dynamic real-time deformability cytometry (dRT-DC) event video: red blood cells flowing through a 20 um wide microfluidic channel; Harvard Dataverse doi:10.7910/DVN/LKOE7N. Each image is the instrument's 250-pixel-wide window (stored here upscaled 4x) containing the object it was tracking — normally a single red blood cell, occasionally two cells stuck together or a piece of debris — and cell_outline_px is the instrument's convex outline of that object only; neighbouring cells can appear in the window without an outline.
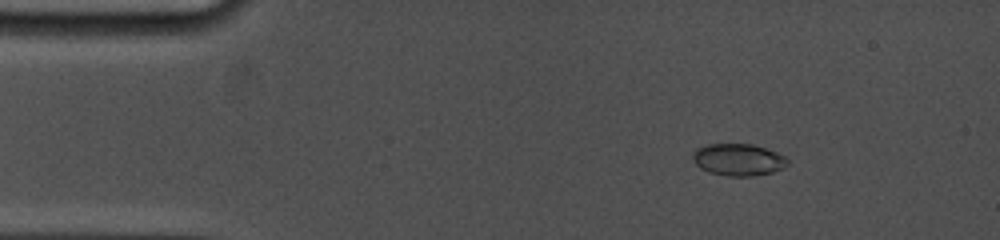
{"species": "common noctule bat (a hibernating species)", "species_latin": "Nyctalus noctula", "temperature_condition": "cold", "stored_images_in_passage": 7, "camera_frame_rate_fps": 5000, "um_per_image_px": 0.085, "animal": {"sex": "female", "body_mass_g": 19.0, "forearm_length_mm": 53.3}, "frame": {"image": 1, "passage_image": 2, "time_ms": 0.8, "image_size_px": [1000, 240], "cell_outline_px": [[788, 164], [784, 168], [772, 172], [752, 176], [728, 176], [708, 172], [700, 168], [692, 160], [692, 152], [696, 148], [708, 144], [752, 144], [776, 152], [784, 156], [788, 160]], "centroid_in_image_um": [62.73, 13.57], "position_along_channel_um": 22.3, "area_um2": 17.74}}
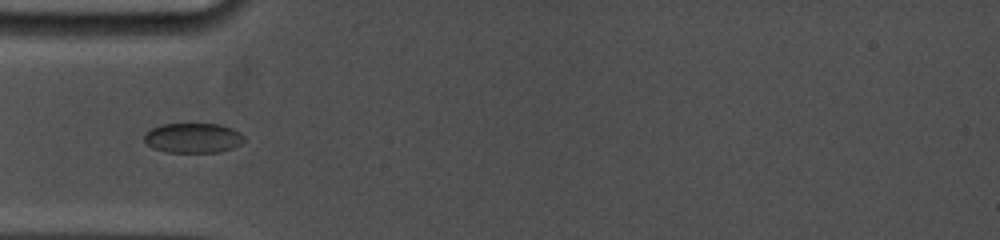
{"frame": {"image": 2, "passage_image": 6, "time_ms": 3.8, "image_size_px": [1000, 240], "cell_outline_px": [[244, 140], [240, 144], [232, 148], [220, 152], [164, 152], [152, 148], [144, 140], [144, 132], [160, 124], [220, 124], [232, 128], [240, 132], [244, 136]], "centroid_in_image_um": [16.39, 11.72], "position_along_channel_um": 68.6, "area_um2": 17.51}}